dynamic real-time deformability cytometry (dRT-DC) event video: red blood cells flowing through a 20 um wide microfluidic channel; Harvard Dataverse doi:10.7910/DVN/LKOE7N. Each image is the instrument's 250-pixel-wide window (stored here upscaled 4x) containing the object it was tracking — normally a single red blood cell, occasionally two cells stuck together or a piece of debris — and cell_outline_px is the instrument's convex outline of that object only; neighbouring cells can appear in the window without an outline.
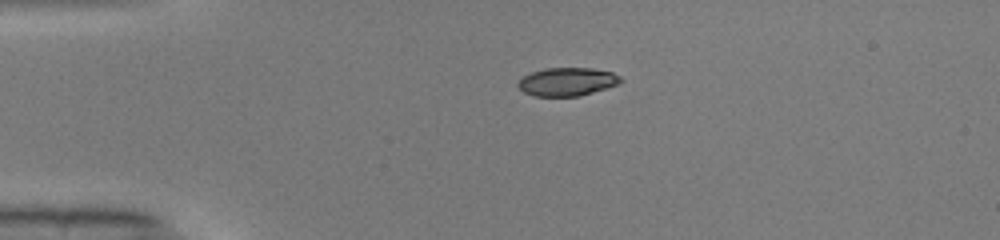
{"species": "common noctule bat (a hibernating species)", "species_latin": "Nyctalus noctula", "temperature_condition": "warm", "stored_images_in_passage": 39, "camera_frame_rate_fps": 3000, "um_per_image_px": 0.085, "animal": {"sex": "male", "body_mass_g": 19.0, "forearm_length_mm": 50.8}, "frame": {"image": 1, "passage_image": 1, "time_ms": 0.0, "image_size_px": [1000, 240], "cell_outline_px": [[624, 80], [620, 84], [580, 96], [532, 96], [524, 92], [516, 84], [524, 76], [532, 72], [544, 68], [592, 68], [612, 72], [620, 76]], "centroid_in_image_um": [48.24, 6.95], "position_along_channel_um": 36.8, "area_um2": 16.99}}
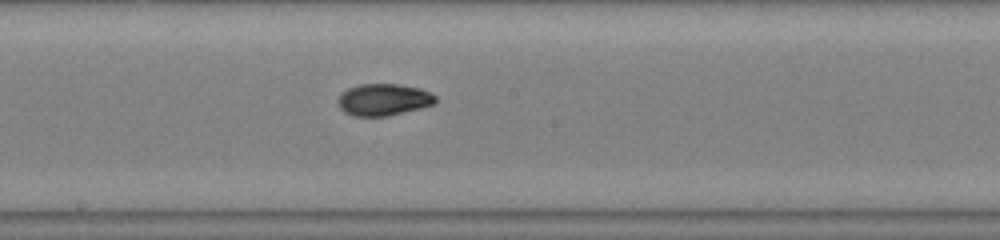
{"frame": {"image": 2, "passage_image": 17, "time_ms": 5.333, "image_size_px": [1000, 240], "cell_outline_px": [[436, 100], [432, 104], [420, 108], [388, 116], [352, 116], [344, 112], [340, 108], [340, 96], [348, 88], [360, 84], [396, 84], [420, 88], [436, 96]], "centroid_in_image_um": [32.61, 8.47], "position_along_channel_um": 215.6, "area_um2": 17.8}}
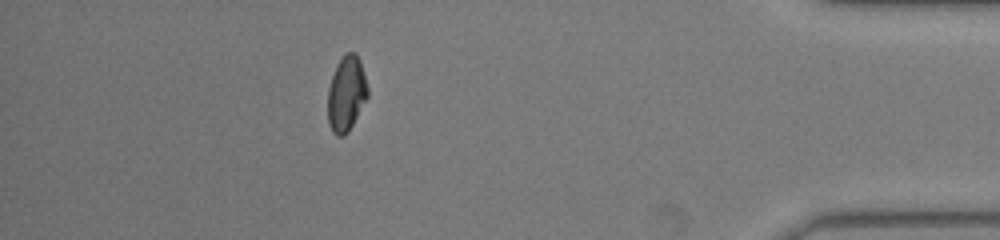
{"frame": {"image": 3, "passage_image": 34, "time_ms": 11.0, "image_size_px": [1000, 240], "cell_outline_px": [[368, 96], [348, 132], [340, 136], [336, 136], [332, 132], [328, 124], [328, 88], [336, 64], [348, 52], [356, 52], [360, 60], [368, 88]], "centroid_in_image_um": [29.43, 7.97], "position_along_channel_um": 405.8, "area_um2": 17.4}, "authors_computed_cell_mechanics": {"area_um2": 17.6868, "velocity_mm_per_s": 4.1123, "shape_relaxation_time_tau1_ms": 5.8898, "shape_relaxation_time_tau2_ms": 1.6658, "deformation_change_tau1": 0.2077, "deformation_change_tau2": 0.0468}}